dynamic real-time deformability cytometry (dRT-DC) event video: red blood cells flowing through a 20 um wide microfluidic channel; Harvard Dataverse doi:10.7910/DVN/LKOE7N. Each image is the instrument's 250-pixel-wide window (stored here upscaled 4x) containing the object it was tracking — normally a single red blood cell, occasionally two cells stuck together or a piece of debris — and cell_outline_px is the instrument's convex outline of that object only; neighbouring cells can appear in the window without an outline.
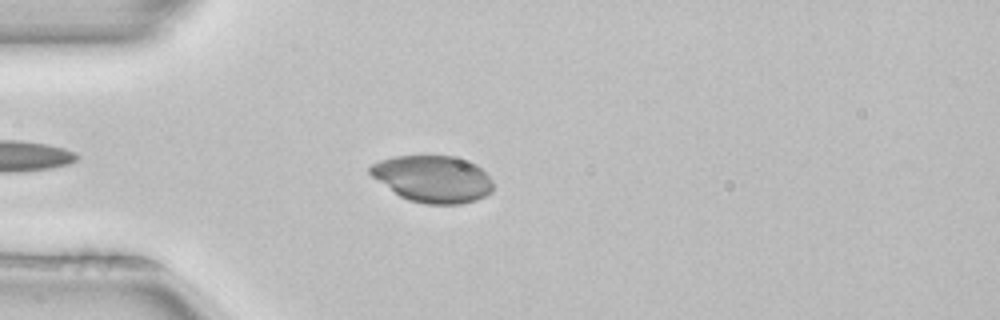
{"species": "common noctule bat (a hibernating species)", "species_latin": "Nyctalus noctula", "temperature_condition": "room temperature", "stored_images_in_passage": 42, "camera_frame_rate_fps": 3000, "um_per_image_px": 0.085, "animal": {"sex": "female", "body_mass_g": 22.7, "forearm_length_mm": 54.2}, "frame": {"image": 1, "passage_image": 7, "time_ms": 2.0, "image_size_px": [1000, 320], "cell_outline_px": [[492, 192], [476, 200], [460, 204], [424, 204], [408, 200], [400, 196], [372, 176], [368, 172], [368, 168], [372, 164], [380, 160], [396, 156], [452, 156], [476, 164], [488, 176], [492, 184]], "centroid_in_image_um": [36.78, 15.21], "position_along_channel_um": 48.2, "area_um2": 33.29}}
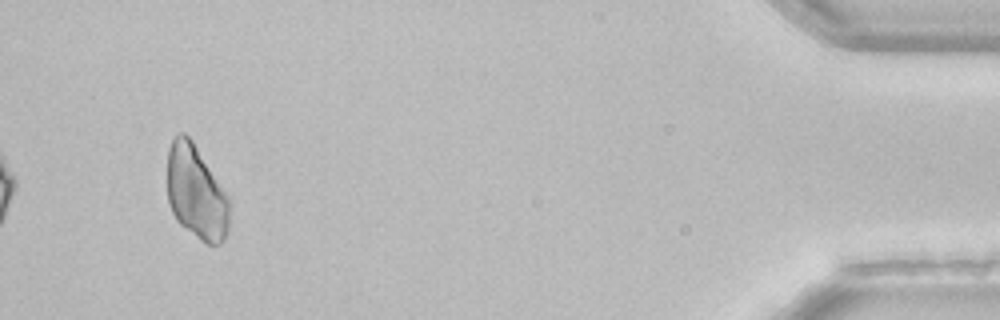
{"frame": {"image": 2, "passage_image": 42, "time_ms": 13.667, "image_size_px": [1000, 320], "cell_outline_px": [[228, 232], [224, 240], [220, 244], [208, 244], [200, 240], [180, 224], [176, 220], [172, 212], [168, 200], [168, 148], [172, 140], [180, 132], [184, 132], [192, 140], [228, 196]], "centroid_in_image_um": [16.66, 16.37], "position_along_channel_um": 418.5, "area_um2": 33.7}}